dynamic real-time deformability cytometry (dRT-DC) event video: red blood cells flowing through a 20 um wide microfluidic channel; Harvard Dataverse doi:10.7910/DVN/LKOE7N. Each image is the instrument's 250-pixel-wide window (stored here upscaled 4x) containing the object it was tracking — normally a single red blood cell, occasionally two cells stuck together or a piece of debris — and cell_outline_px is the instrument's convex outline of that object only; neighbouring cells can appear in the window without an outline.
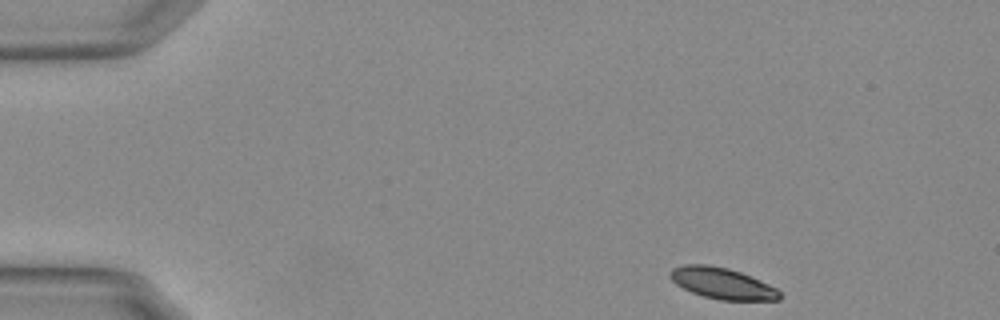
{"species": "Egyptian fruit bat (a non-hibernating species)", "species_latin": "Rousettus aegyptiacus", "temperature_condition": "warm", "stored_images_in_passage": 15, "camera_frame_rate_fps": 3000, "um_per_image_px": 0.085, "animal": {"sex": "female"}, "frame": {"image": 1, "passage_image": 1, "time_ms": 0.0, "image_size_px": [1000, 320], "cell_outline_px": [[780, 300], [720, 300], [704, 296], [692, 292], [676, 284], [668, 276], [668, 272], [672, 268], [684, 264], [708, 264], [728, 268], [740, 272], [768, 284], [776, 288], [780, 292]], "centroid_in_image_um": [61.35, 24.07], "position_along_channel_um": 23.7, "area_um2": 19.83}}
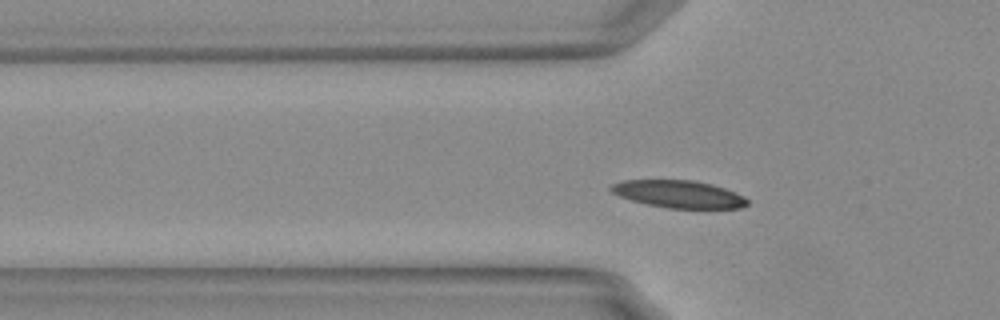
{"frame": {"image": 2, "passage_image": 12, "time_ms": 3.667, "image_size_px": [1000, 320], "cell_outline_px": [[748, 204], [740, 208], [668, 208], [648, 204], [632, 200], [620, 196], [612, 192], [608, 188], [612, 184], [624, 180], [696, 180], [712, 184], [724, 188], [744, 196], [748, 200]], "centroid_in_image_um": [57.7, 16.49], "position_along_channel_um": 68.1, "area_um2": 21.68}}